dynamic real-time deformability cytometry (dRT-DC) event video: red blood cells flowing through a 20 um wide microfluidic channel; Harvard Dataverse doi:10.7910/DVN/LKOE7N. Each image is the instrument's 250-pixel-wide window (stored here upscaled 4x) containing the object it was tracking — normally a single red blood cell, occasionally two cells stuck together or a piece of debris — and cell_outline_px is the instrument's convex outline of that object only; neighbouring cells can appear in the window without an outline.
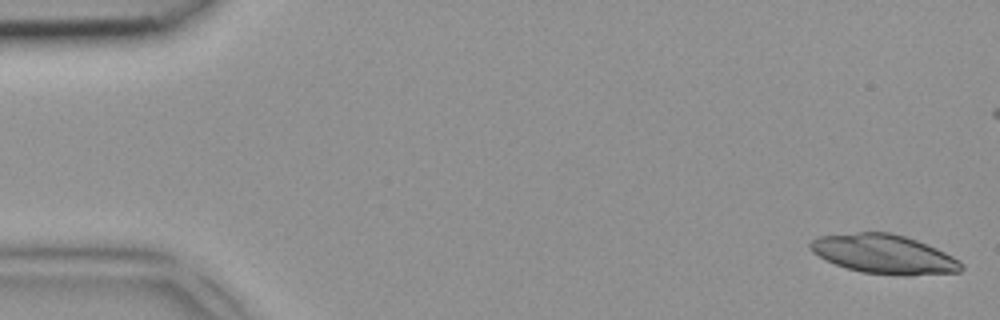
{"species": "common noctule bat (a hibernating species)", "species_latin": "Nyctalus noctula", "temperature_condition": "room temperature", "stored_images_in_passage": 5, "camera_frame_rate_fps": 3000, "um_per_image_px": 0.085, "animal": {"sex": "female", "body_mass_g": 18.4}, "frame": {"image": 1, "passage_image": 1, "time_ms": 0.0, "image_size_px": [1000, 320], "cell_outline_px": [[964, 268], [960, 272], [860, 272], [824, 260], [812, 252], [808, 248], [808, 244], [816, 236], [860, 232], [888, 232], [904, 236], [916, 240], [936, 248], [960, 260], [964, 264]], "centroid_in_image_um": [75.04, 21.54], "position_along_channel_um": 10.0, "area_um2": 33.18}}